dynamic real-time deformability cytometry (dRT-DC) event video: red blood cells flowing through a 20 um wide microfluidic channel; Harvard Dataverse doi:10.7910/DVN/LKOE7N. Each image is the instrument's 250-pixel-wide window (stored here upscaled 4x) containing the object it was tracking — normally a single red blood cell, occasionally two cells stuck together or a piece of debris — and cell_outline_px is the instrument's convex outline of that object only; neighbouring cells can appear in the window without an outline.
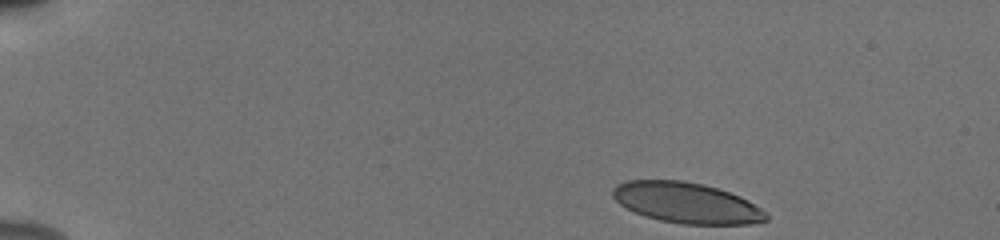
{"species": "human", "species_latin": "Homo sapiens", "temperature_condition": "cold", "stored_images_in_passage": 47, "camera_frame_rate_fps": 3000, "um_per_image_px": 0.085, "donor": {"sex": "male"}, "frame": {"image": 1, "passage_image": 1, "time_ms": 0.0, "image_size_px": [1000, 240], "cell_outline_px": [[768, 220], [748, 224], [680, 224], [660, 220], [644, 216], [620, 204], [612, 196], [612, 188], [616, 184], [624, 180], [684, 180], [704, 184], [740, 196], [748, 200], [760, 208], [768, 216]], "centroid_in_image_um": [58.32, 17.23], "position_along_channel_um": 26.7, "area_um2": 36.36}}
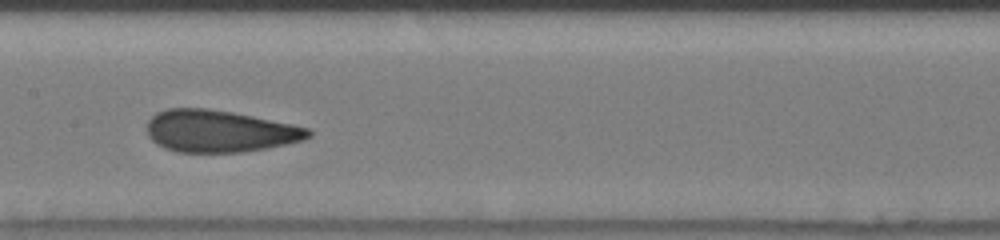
{"frame": {"image": 2, "passage_image": 22, "time_ms": 7.0, "image_size_px": [1000, 240], "cell_outline_px": [[312, 136], [304, 140], [288, 144], [268, 148], [240, 152], [176, 152], [164, 148], [156, 144], [148, 136], [148, 120], [156, 112], [168, 108], [208, 108], [232, 112], [292, 124], [308, 128], [312, 132]], "centroid_in_image_um": [18.66, 11.15], "position_along_channel_um": 188.7, "area_um2": 39.65}}
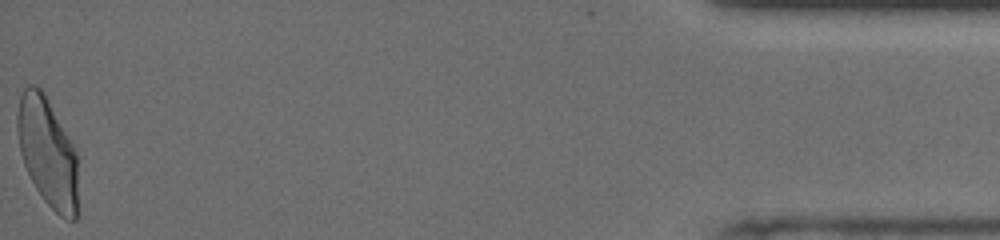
{"frame": {"image": 3, "passage_image": 47, "time_ms": 15.333, "image_size_px": [1000, 240], "cell_outline_px": [[76, 220], [68, 220], [60, 216], [44, 200], [36, 188], [24, 164], [20, 152], [16, 132], [16, 116], [20, 96], [24, 88], [28, 84], [36, 84], [44, 92], [72, 144], [76, 152]], "centroid_in_image_um": [3.99, 12.89], "position_along_channel_um": 431.2, "area_um2": 38.21}, "authors_computed_cell_mechanics": {"area_um2": 38.8416, "velocity_mm_per_s": 3.8578, "shape_relaxation_time_tau1_ms": 7.5044, "shape_relaxation_time_tau2_ms": 0.9119, "deformation_change_tau1": 0.1926, "deformation_change_tau2": 0.0851}}